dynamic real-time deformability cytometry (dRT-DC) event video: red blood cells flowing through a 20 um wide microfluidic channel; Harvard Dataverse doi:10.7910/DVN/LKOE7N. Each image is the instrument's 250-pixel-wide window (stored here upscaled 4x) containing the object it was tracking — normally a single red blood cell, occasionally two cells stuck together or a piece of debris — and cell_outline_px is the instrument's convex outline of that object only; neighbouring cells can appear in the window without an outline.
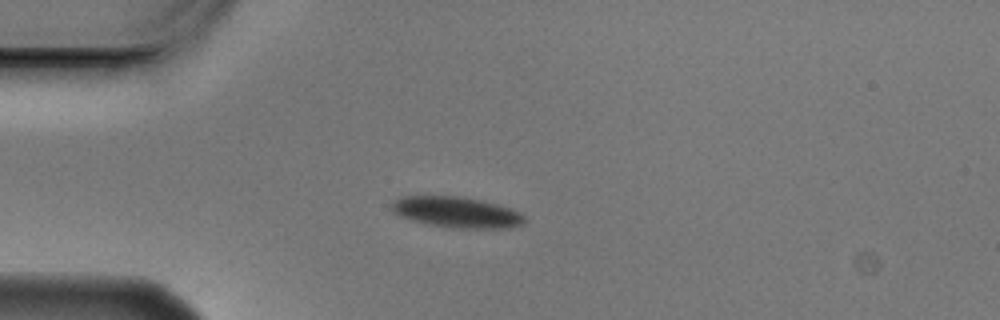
{"species": "Egyptian fruit bat (a non-hibernating species)", "species_latin": "Rousettus aegyptiacus", "temperature_condition": "cold", "stored_images_in_passage": 7, "camera_frame_rate_fps": 3000, "um_per_image_px": 0.085, "animal": {"sex": "male"}, "frame": {"image": 1, "passage_image": 5, "time_ms": 1.333, "image_size_px": [1000, 320], "cell_outline_px": [[528, 220], [524, 224], [508, 228], [452, 228], [412, 220], [400, 216], [392, 212], [392, 204], [400, 196], [460, 196], [480, 200], [512, 208], [520, 212]], "centroid_in_image_um": [38.87, 18.04], "position_along_channel_um": 46.1, "area_um2": 23.87}}
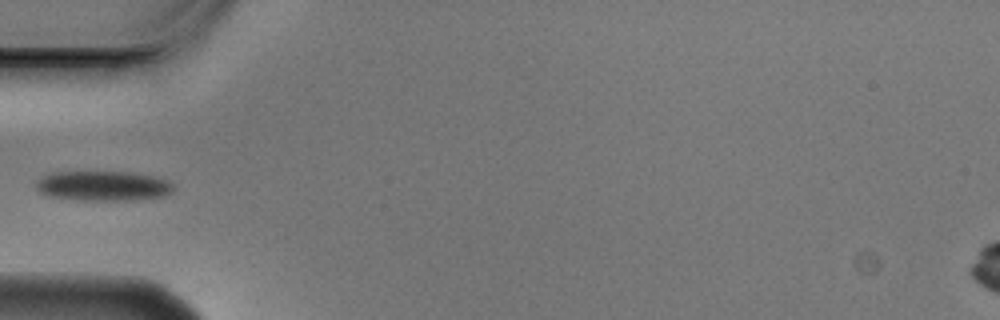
{"frame": {"image": 2, "passage_image": 6, "time_ms": 1.667, "image_size_px": [1000, 320], "cell_outline_px": [[176, 188], [172, 192], [164, 196], [136, 200], [80, 200], [48, 196], [40, 192], [36, 188], [36, 180], [52, 172], [128, 172], [156, 176], [168, 180]], "centroid_in_image_um": [8.8, 15.8], "position_along_channel_um": 76.2, "area_um2": 24.1}}
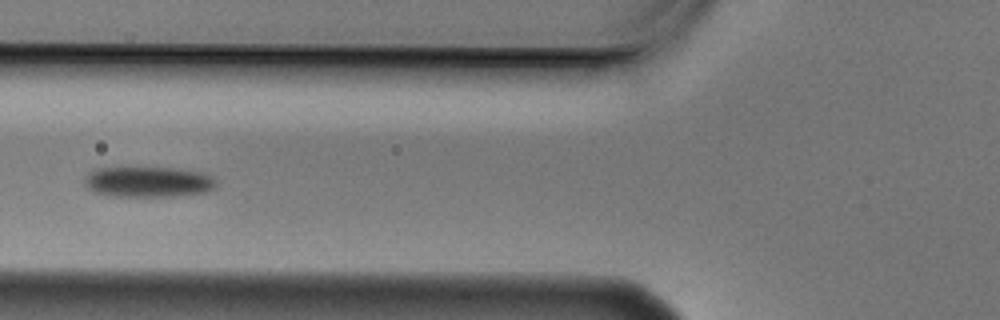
{"frame": {"image": 3, "passage_image": 7, "time_ms": 2.0, "image_size_px": [1000, 320], "cell_outline_px": [[216, 188], [204, 192], [176, 196], [108, 196], [92, 192], [84, 184], [84, 176], [88, 172], [96, 168], [172, 168], [200, 172], [212, 176], [216, 180]], "centroid_in_image_um": [12.55, 15.46], "position_along_channel_um": 113.2, "area_um2": 23.58}}